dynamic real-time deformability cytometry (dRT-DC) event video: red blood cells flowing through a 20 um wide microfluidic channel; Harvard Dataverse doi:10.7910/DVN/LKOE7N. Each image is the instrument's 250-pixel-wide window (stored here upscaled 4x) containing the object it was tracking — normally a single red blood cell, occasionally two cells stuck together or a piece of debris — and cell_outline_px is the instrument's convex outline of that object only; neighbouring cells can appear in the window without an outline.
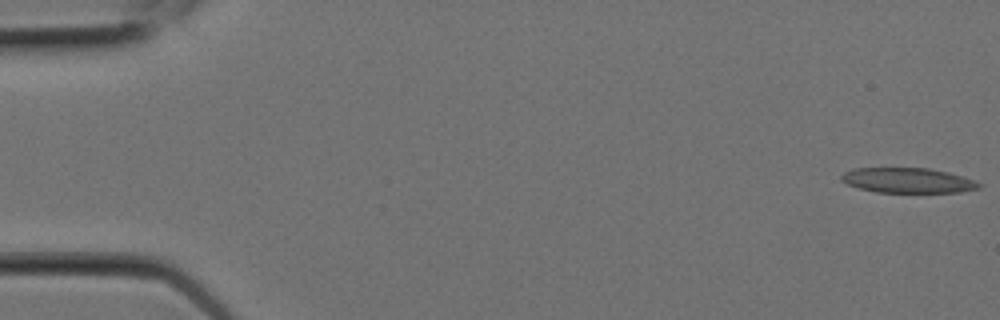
{"species": "Egyptian fruit bat (a non-hibernating species)", "species_latin": "Rousettus aegyptiacus", "temperature_condition": "room temperature", "stored_images_in_passage": 4, "camera_frame_rate_fps": 3000, "um_per_image_px": 0.085, "animal": {"sex": "female"}, "frame": {"image": 1, "passage_image": 1, "time_ms": 0.0, "image_size_px": [1000, 320], "cell_outline_px": [[980, 188], [960, 192], [876, 192], [860, 188], [848, 184], [840, 180], [840, 176], [844, 172], [852, 168], [928, 168], [948, 172], [964, 176], [980, 184]], "centroid_in_image_um": [77.14, 15.32], "position_along_channel_um": 7.9, "area_um2": 20.0}}